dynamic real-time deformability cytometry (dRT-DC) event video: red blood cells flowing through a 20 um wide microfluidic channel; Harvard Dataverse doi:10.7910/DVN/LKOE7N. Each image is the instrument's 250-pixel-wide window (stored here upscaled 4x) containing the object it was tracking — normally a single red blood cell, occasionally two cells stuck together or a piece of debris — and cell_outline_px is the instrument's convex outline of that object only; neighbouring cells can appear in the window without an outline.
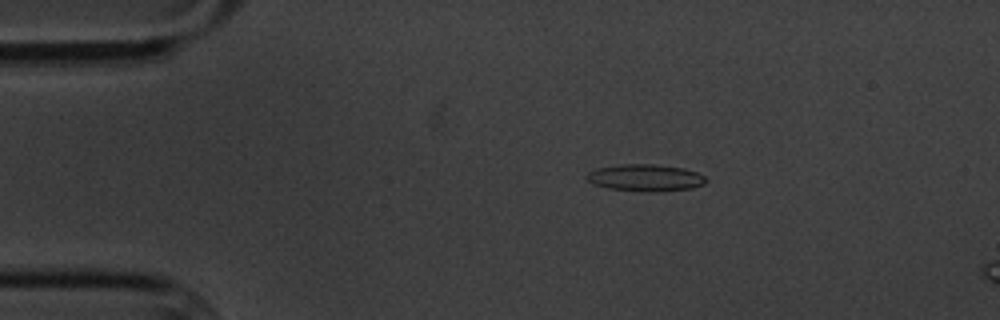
{"species": "common noctule bat (a hibernating species)", "species_latin": "Nyctalus noctula", "temperature_condition": "cold", "stored_images_in_passage": 5, "camera_frame_rate_fps": 3000, "um_per_image_px": 0.085, "animal": {"sex": "male", "body_mass_g": 20.1, "forearm_length_mm": 53.5}, "frame": {"image": 1, "passage_image": 3, "time_ms": 2.333, "image_size_px": [1000, 320], "cell_outline_px": [[708, 180], [704, 184], [692, 188], [608, 188], [596, 184], [588, 180], [584, 176], [588, 172], [596, 168], [620, 164], [656, 164], [684, 168], [696, 172], [704, 176]], "centroid_in_image_um": [54.84, 15.03], "position_along_channel_um": 30.2, "area_um2": 17.46}}